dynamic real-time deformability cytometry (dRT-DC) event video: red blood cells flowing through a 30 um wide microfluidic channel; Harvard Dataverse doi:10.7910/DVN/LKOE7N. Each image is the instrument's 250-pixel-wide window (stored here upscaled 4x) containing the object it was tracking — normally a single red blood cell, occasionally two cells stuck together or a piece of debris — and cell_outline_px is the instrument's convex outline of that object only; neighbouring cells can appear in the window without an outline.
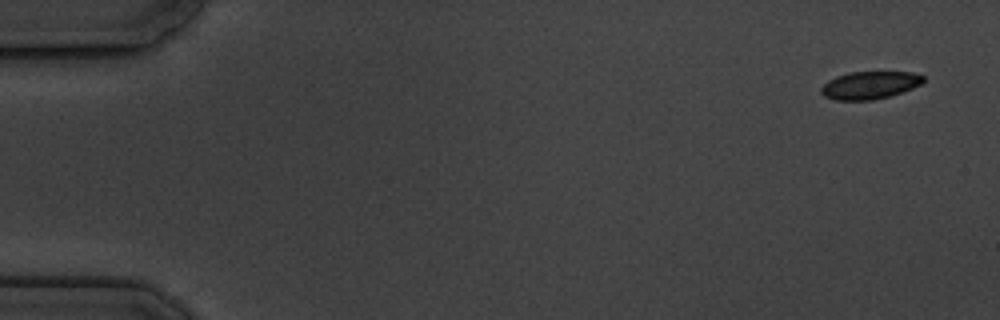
{"species": "common noctule bat (a hibernating species)", "species_latin": "Nyctalus noctula", "temperature_condition": "cold", "stored_images_in_passage": 5, "camera_frame_rate_fps": 3000, "um_per_image_px": 0.085, "animal": {"sex": "male", "body_mass_g": 19.5, "forearm_length_mm": 54.6}, "frame": {"image": 1, "passage_image": 1, "time_ms": 0.0, "image_size_px": [1000, 320], "cell_outline_px": [[924, 80], [920, 84], [912, 88], [888, 96], [872, 100], [836, 100], [824, 96], [820, 92], [820, 88], [828, 80], [836, 76], [848, 72], [912, 72], [924, 76]], "centroid_in_image_um": [73.89, 7.23], "position_along_channel_um": 11.1, "area_um2": 16.36}}